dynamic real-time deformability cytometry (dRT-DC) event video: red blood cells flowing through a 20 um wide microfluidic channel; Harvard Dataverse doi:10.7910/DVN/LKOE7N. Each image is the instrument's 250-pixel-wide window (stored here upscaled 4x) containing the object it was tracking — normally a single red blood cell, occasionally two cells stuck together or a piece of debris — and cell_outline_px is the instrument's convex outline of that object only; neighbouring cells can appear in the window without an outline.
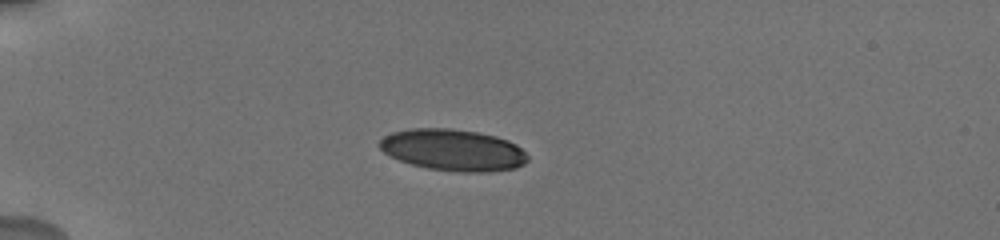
{"species": "human", "species_latin": "Homo sapiens", "temperature_condition": "cold", "stored_images_in_passage": 30, "camera_frame_rate_fps": 3000, "um_per_image_px": 0.085, "donor": {"sex": "male"}, "frame": {"image": 1, "passage_image": 12, "time_ms": 5.333, "image_size_px": [1000, 240], "cell_outline_px": [[528, 160], [524, 164], [516, 168], [488, 172], [460, 172], [428, 168], [412, 164], [400, 160], [384, 152], [376, 144], [384, 136], [392, 132], [408, 128], [452, 128], [476, 132], [496, 136], [508, 140], [516, 144], [528, 156]], "centroid_in_image_um": [38.51, 12.74], "position_along_channel_um": 46.5, "area_um2": 35.95}}
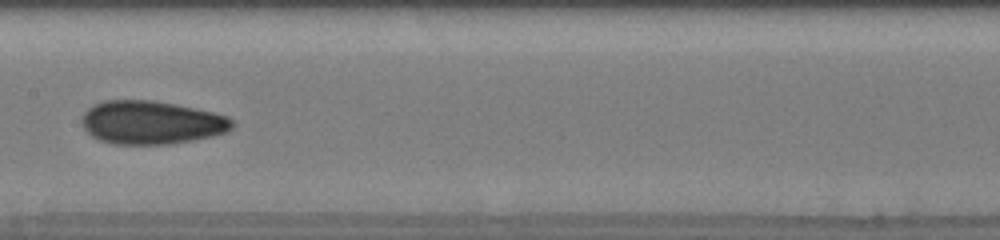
{"frame": {"image": 2, "passage_image": 21, "time_ms": 10.333, "image_size_px": [1000, 240], "cell_outline_px": [[232, 128], [224, 132], [212, 136], [192, 140], [168, 144], [112, 144], [100, 140], [92, 136], [84, 128], [80, 120], [84, 112], [92, 104], [104, 100], [152, 100], [176, 104], [212, 112], [228, 116], [232, 120]], "centroid_in_image_um": [12.82, 10.4], "position_along_channel_um": 194.6, "area_um2": 37.97}}
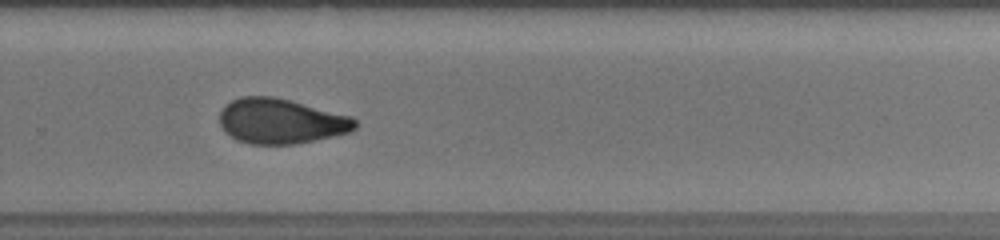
{"frame": {"image": 3, "passage_image": 29, "time_ms": 13.333, "image_size_px": [1000, 240], "cell_outline_px": [[356, 128], [348, 132], [332, 136], [296, 144], [252, 144], [236, 140], [224, 132], [220, 124], [220, 112], [232, 100], [240, 96], [272, 96], [352, 116], [356, 120]], "centroid_in_image_um": [23.85, 10.3], "position_along_channel_um": 305.9, "area_um2": 35.37}}